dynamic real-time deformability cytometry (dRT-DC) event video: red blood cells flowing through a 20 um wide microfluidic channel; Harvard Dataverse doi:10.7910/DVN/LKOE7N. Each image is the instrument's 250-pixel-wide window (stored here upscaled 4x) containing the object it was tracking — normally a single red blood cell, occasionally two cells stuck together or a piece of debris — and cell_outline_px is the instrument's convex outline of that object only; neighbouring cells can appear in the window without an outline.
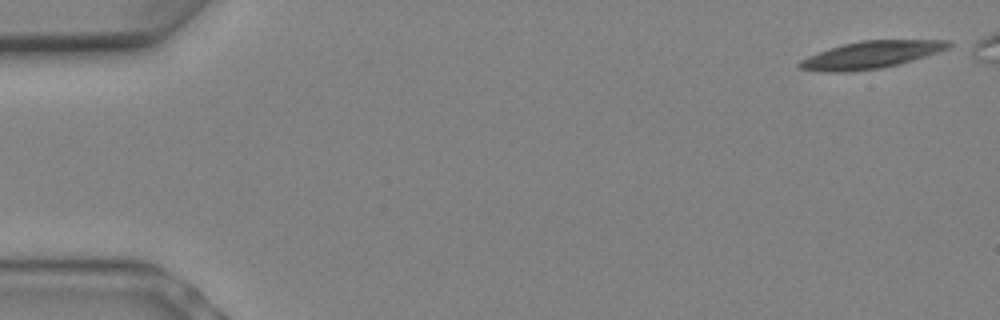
{"species": "Egyptian fruit bat (a non-hibernating species)", "species_latin": "Rousettus aegyptiacus", "temperature_condition": "warm", "stored_images_in_passage": 9, "camera_frame_rate_fps": 3000, "um_per_image_px": 0.085, "animal": {"sex": "female"}, "frame": {"image": 1, "passage_image": 1, "time_ms": 0.0, "image_size_px": [1000, 320], "cell_outline_px": [[952, 44], [948, 48], [900, 64], [880, 68], [852, 72], [824, 72], [800, 68], [796, 64], [800, 60], [808, 56], [828, 48], [860, 40], [952, 40]], "centroid_in_image_um": [74.0, 4.66], "position_along_channel_um": 11.0, "area_um2": 23.64}}